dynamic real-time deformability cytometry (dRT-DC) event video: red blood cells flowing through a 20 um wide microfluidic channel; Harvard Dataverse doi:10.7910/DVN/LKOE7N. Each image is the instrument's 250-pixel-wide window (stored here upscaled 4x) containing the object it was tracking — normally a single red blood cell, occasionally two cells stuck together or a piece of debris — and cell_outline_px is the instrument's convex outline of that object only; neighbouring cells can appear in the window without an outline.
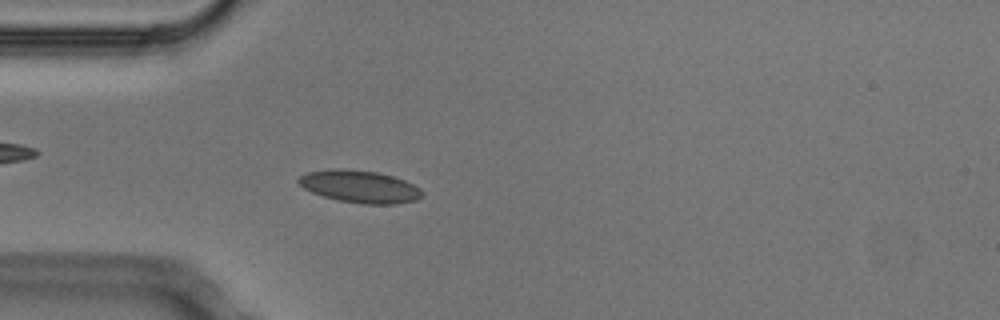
{"species": "Egyptian fruit bat (a non-hibernating species)", "species_latin": "Rousettus aegyptiacus", "temperature_condition": "cold", "stored_images_in_passage": 3, "camera_frame_rate_fps": 3000, "um_per_image_px": 0.085, "animal": {"sex": "male"}, "frame": {"image": 1, "passage_image": 3, "time_ms": 0.667, "image_size_px": [1000, 320], "cell_outline_px": [[424, 192], [416, 200], [396, 204], [364, 204], [340, 200], [324, 196], [312, 192], [304, 188], [296, 180], [300, 176], [308, 172], [332, 168], [340, 168], [376, 172], [392, 176], [404, 180], [420, 188]], "centroid_in_image_um": [30.58, 15.85], "position_along_channel_um": 54.4, "area_um2": 23.12}}